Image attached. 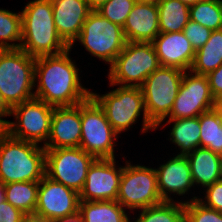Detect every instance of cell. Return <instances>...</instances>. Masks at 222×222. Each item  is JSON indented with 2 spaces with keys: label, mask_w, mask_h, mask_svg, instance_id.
I'll use <instances>...</instances> for the list:
<instances>
[{
  "label": "cell",
  "mask_w": 222,
  "mask_h": 222,
  "mask_svg": "<svg viewBox=\"0 0 222 222\" xmlns=\"http://www.w3.org/2000/svg\"><path fill=\"white\" fill-rule=\"evenodd\" d=\"M51 3L56 30L72 48L92 10L85 0H51Z\"/></svg>",
  "instance_id": "cell-17"
},
{
  "label": "cell",
  "mask_w": 222,
  "mask_h": 222,
  "mask_svg": "<svg viewBox=\"0 0 222 222\" xmlns=\"http://www.w3.org/2000/svg\"><path fill=\"white\" fill-rule=\"evenodd\" d=\"M77 40L93 56L110 65L127 43L123 27L112 23L97 10L89 13Z\"/></svg>",
  "instance_id": "cell-8"
},
{
  "label": "cell",
  "mask_w": 222,
  "mask_h": 222,
  "mask_svg": "<svg viewBox=\"0 0 222 222\" xmlns=\"http://www.w3.org/2000/svg\"><path fill=\"white\" fill-rule=\"evenodd\" d=\"M180 2H182L183 4L187 5L188 7H191L195 4H197L198 2L204 1V0H179Z\"/></svg>",
  "instance_id": "cell-43"
},
{
  "label": "cell",
  "mask_w": 222,
  "mask_h": 222,
  "mask_svg": "<svg viewBox=\"0 0 222 222\" xmlns=\"http://www.w3.org/2000/svg\"><path fill=\"white\" fill-rule=\"evenodd\" d=\"M184 72L176 67L160 66L141 86L147 117L156 128L170 115Z\"/></svg>",
  "instance_id": "cell-7"
},
{
  "label": "cell",
  "mask_w": 222,
  "mask_h": 222,
  "mask_svg": "<svg viewBox=\"0 0 222 222\" xmlns=\"http://www.w3.org/2000/svg\"><path fill=\"white\" fill-rule=\"evenodd\" d=\"M22 222H54V221H50L46 218L39 217L35 214H28L24 216Z\"/></svg>",
  "instance_id": "cell-38"
},
{
  "label": "cell",
  "mask_w": 222,
  "mask_h": 222,
  "mask_svg": "<svg viewBox=\"0 0 222 222\" xmlns=\"http://www.w3.org/2000/svg\"><path fill=\"white\" fill-rule=\"evenodd\" d=\"M95 159L80 147L45 149V175L79 193Z\"/></svg>",
  "instance_id": "cell-11"
},
{
  "label": "cell",
  "mask_w": 222,
  "mask_h": 222,
  "mask_svg": "<svg viewBox=\"0 0 222 222\" xmlns=\"http://www.w3.org/2000/svg\"><path fill=\"white\" fill-rule=\"evenodd\" d=\"M115 163V158L94 160L88 169L84 186L79 192L80 201L117 199L123 166L117 169Z\"/></svg>",
  "instance_id": "cell-15"
},
{
  "label": "cell",
  "mask_w": 222,
  "mask_h": 222,
  "mask_svg": "<svg viewBox=\"0 0 222 222\" xmlns=\"http://www.w3.org/2000/svg\"><path fill=\"white\" fill-rule=\"evenodd\" d=\"M39 181L5 184V200L24 214H34L37 204Z\"/></svg>",
  "instance_id": "cell-26"
},
{
  "label": "cell",
  "mask_w": 222,
  "mask_h": 222,
  "mask_svg": "<svg viewBox=\"0 0 222 222\" xmlns=\"http://www.w3.org/2000/svg\"><path fill=\"white\" fill-rule=\"evenodd\" d=\"M198 117L201 129L200 147L222 156V121L219 113L214 108Z\"/></svg>",
  "instance_id": "cell-27"
},
{
  "label": "cell",
  "mask_w": 222,
  "mask_h": 222,
  "mask_svg": "<svg viewBox=\"0 0 222 222\" xmlns=\"http://www.w3.org/2000/svg\"><path fill=\"white\" fill-rule=\"evenodd\" d=\"M182 32L189 39L191 46L196 52L210 38L212 30L189 19Z\"/></svg>",
  "instance_id": "cell-33"
},
{
  "label": "cell",
  "mask_w": 222,
  "mask_h": 222,
  "mask_svg": "<svg viewBox=\"0 0 222 222\" xmlns=\"http://www.w3.org/2000/svg\"><path fill=\"white\" fill-rule=\"evenodd\" d=\"M10 41V43H8ZM20 43H11V42ZM22 41L21 13L0 9V48L20 49Z\"/></svg>",
  "instance_id": "cell-30"
},
{
  "label": "cell",
  "mask_w": 222,
  "mask_h": 222,
  "mask_svg": "<svg viewBox=\"0 0 222 222\" xmlns=\"http://www.w3.org/2000/svg\"><path fill=\"white\" fill-rule=\"evenodd\" d=\"M214 108H215V109L217 110V112L219 113L220 118H221V121H222V104H221L219 101H217V103H216V105H215Z\"/></svg>",
  "instance_id": "cell-45"
},
{
  "label": "cell",
  "mask_w": 222,
  "mask_h": 222,
  "mask_svg": "<svg viewBox=\"0 0 222 222\" xmlns=\"http://www.w3.org/2000/svg\"><path fill=\"white\" fill-rule=\"evenodd\" d=\"M11 116V108L5 102L0 92V117Z\"/></svg>",
  "instance_id": "cell-37"
},
{
  "label": "cell",
  "mask_w": 222,
  "mask_h": 222,
  "mask_svg": "<svg viewBox=\"0 0 222 222\" xmlns=\"http://www.w3.org/2000/svg\"><path fill=\"white\" fill-rule=\"evenodd\" d=\"M194 185L206 188L220 178L222 156L205 147H198L186 155Z\"/></svg>",
  "instance_id": "cell-21"
},
{
  "label": "cell",
  "mask_w": 222,
  "mask_h": 222,
  "mask_svg": "<svg viewBox=\"0 0 222 222\" xmlns=\"http://www.w3.org/2000/svg\"><path fill=\"white\" fill-rule=\"evenodd\" d=\"M136 2L137 0H108L97 11L112 23L123 27Z\"/></svg>",
  "instance_id": "cell-32"
},
{
  "label": "cell",
  "mask_w": 222,
  "mask_h": 222,
  "mask_svg": "<svg viewBox=\"0 0 222 222\" xmlns=\"http://www.w3.org/2000/svg\"><path fill=\"white\" fill-rule=\"evenodd\" d=\"M128 42H152L160 33L158 6L137 1L123 26Z\"/></svg>",
  "instance_id": "cell-20"
},
{
  "label": "cell",
  "mask_w": 222,
  "mask_h": 222,
  "mask_svg": "<svg viewBox=\"0 0 222 222\" xmlns=\"http://www.w3.org/2000/svg\"><path fill=\"white\" fill-rule=\"evenodd\" d=\"M142 3L158 5L162 0H137Z\"/></svg>",
  "instance_id": "cell-44"
},
{
  "label": "cell",
  "mask_w": 222,
  "mask_h": 222,
  "mask_svg": "<svg viewBox=\"0 0 222 222\" xmlns=\"http://www.w3.org/2000/svg\"><path fill=\"white\" fill-rule=\"evenodd\" d=\"M157 6L160 32L183 31L190 19V7L179 0H162Z\"/></svg>",
  "instance_id": "cell-25"
},
{
  "label": "cell",
  "mask_w": 222,
  "mask_h": 222,
  "mask_svg": "<svg viewBox=\"0 0 222 222\" xmlns=\"http://www.w3.org/2000/svg\"><path fill=\"white\" fill-rule=\"evenodd\" d=\"M155 172L162 201H174L169 194L184 195L194 186L189 162L184 155L173 157L155 169Z\"/></svg>",
  "instance_id": "cell-19"
},
{
  "label": "cell",
  "mask_w": 222,
  "mask_h": 222,
  "mask_svg": "<svg viewBox=\"0 0 222 222\" xmlns=\"http://www.w3.org/2000/svg\"><path fill=\"white\" fill-rule=\"evenodd\" d=\"M152 44L161 66L176 67L184 71L190 70L195 50L182 31L160 32Z\"/></svg>",
  "instance_id": "cell-18"
},
{
  "label": "cell",
  "mask_w": 222,
  "mask_h": 222,
  "mask_svg": "<svg viewBox=\"0 0 222 222\" xmlns=\"http://www.w3.org/2000/svg\"><path fill=\"white\" fill-rule=\"evenodd\" d=\"M78 215L83 222H130L124 207L116 200L80 201Z\"/></svg>",
  "instance_id": "cell-22"
},
{
  "label": "cell",
  "mask_w": 222,
  "mask_h": 222,
  "mask_svg": "<svg viewBox=\"0 0 222 222\" xmlns=\"http://www.w3.org/2000/svg\"><path fill=\"white\" fill-rule=\"evenodd\" d=\"M70 51L71 48L58 55L36 58L35 98L54 107H63L81 104L91 97V92L80 83L79 69L71 60Z\"/></svg>",
  "instance_id": "cell-1"
},
{
  "label": "cell",
  "mask_w": 222,
  "mask_h": 222,
  "mask_svg": "<svg viewBox=\"0 0 222 222\" xmlns=\"http://www.w3.org/2000/svg\"><path fill=\"white\" fill-rule=\"evenodd\" d=\"M55 222H83V220L81 219V217L79 215L64 219V220H58Z\"/></svg>",
  "instance_id": "cell-41"
},
{
  "label": "cell",
  "mask_w": 222,
  "mask_h": 222,
  "mask_svg": "<svg viewBox=\"0 0 222 222\" xmlns=\"http://www.w3.org/2000/svg\"><path fill=\"white\" fill-rule=\"evenodd\" d=\"M87 2L88 7L92 11H96L99 7L105 4L108 0H85Z\"/></svg>",
  "instance_id": "cell-39"
},
{
  "label": "cell",
  "mask_w": 222,
  "mask_h": 222,
  "mask_svg": "<svg viewBox=\"0 0 222 222\" xmlns=\"http://www.w3.org/2000/svg\"><path fill=\"white\" fill-rule=\"evenodd\" d=\"M168 123L174 122L170 132L172 143L180 148V154L184 155L191 153L194 149L200 147V124L199 117L188 119H169Z\"/></svg>",
  "instance_id": "cell-24"
},
{
  "label": "cell",
  "mask_w": 222,
  "mask_h": 222,
  "mask_svg": "<svg viewBox=\"0 0 222 222\" xmlns=\"http://www.w3.org/2000/svg\"><path fill=\"white\" fill-rule=\"evenodd\" d=\"M211 93L216 101L222 98V64L206 75Z\"/></svg>",
  "instance_id": "cell-36"
},
{
  "label": "cell",
  "mask_w": 222,
  "mask_h": 222,
  "mask_svg": "<svg viewBox=\"0 0 222 222\" xmlns=\"http://www.w3.org/2000/svg\"><path fill=\"white\" fill-rule=\"evenodd\" d=\"M152 42H128L110 65V86L141 87L160 67ZM132 82V83H131Z\"/></svg>",
  "instance_id": "cell-6"
},
{
  "label": "cell",
  "mask_w": 222,
  "mask_h": 222,
  "mask_svg": "<svg viewBox=\"0 0 222 222\" xmlns=\"http://www.w3.org/2000/svg\"><path fill=\"white\" fill-rule=\"evenodd\" d=\"M222 64V29L212 31L207 42L195 52L189 71L207 75Z\"/></svg>",
  "instance_id": "cell-23"
},
{
  "label": "cell",
  "mask_w": 222,
  "mask_h": 222,
  "mask_svg": "<svg viewBox=\"0 0 222 222\" xmlns=\"http://www.w3.org/2000/svg\"><path fill=\"white\" fill-rule=\"evenodd\" d=\"M25 215L6 200L0 203V222H22Z\"/></svg>",
  "instance_id": "cell-35"
},
{
  "label": "cell",
  "mask_w": 222,
  "mask_h": 222,
  "mask_svg": "<svg viewBox=\"0 0 222 222\" xmlns=\"http://www.w3.org/2000/svg\"><path fill=\"white\" fill-rule=\"evenodd\" d=\"M79 193L46 175L39 181L35 215L50 221L78 215Z\"/></svg>",
  "instance_id": "cell-14"
},
{
  "label": "cell",
  "mask_w": 222,
  "mask_h": 222,
  "mask_svg": "<svg viewBox=\"0 0 222 222\" xmlns=\"http://www.w3.org/2000/svg\"><path fill=\"white\" fill-rule=\"evenodd\" d=\"M80 148L96 159H113L114 139L118 133L111 127L104 110L90 97L81 103Z\"/></svg>",
  "instance_id": "cell-9"
},
{
  "label": "cell",
  "mask_w": 222,
  "mask_h": 222,
  "mask_svg": "<svg viewBox=\"0 0 222 222\" xmlns=\"http://www.w3.org/2000/svg\"><path fill=\"white\" fill-rule=\"evenodd\" d=\"M91 97L104 110L111 127L119 134L128 130L143 112L142 132L157 129L148 119L141 87L120 86L104 95L91 91Z\"/></svg>",
  "instance_id": "cell-5"
},
{
  "label": "cell",
  "mask_w": 222,
  "mask_h": 222,
  "mask_svg": "<svg viewBox=\"0 0 222 222\" xmlns=\"http://www.w3.org/2000/svg\"><path fill=\"white\" fill-rule=\"evenodd\" d=\"M8 120H3L2 117H0V140L8 133Z\"/></svg>",
  "instance_id": "cell-40"
},
{
  "label": "cell",
  "mask_w": 222,
  "mask_h": 222,
  "mask_svg": "<svg viewBox=\"0 0 222 222\" xmlns=\"http://www.w3.org/2000/svg\"><path fill=\"white\" fill-rule=\"evenodd\" d=\"M20 49L30 56L58 55L70 47L59 36L53 20L51 0H33L21 12Z\"/></svg>",
  "instance_id": "cell-2"
},
{
  "label": "cell",
  "mask_w": 222,
  "mask_h": 222,
  "mask_svg": "<svg viewBox=\"0 0 222 222\" xmlns=\"http://www.w3.org/2000/svg\"><path fill=\"white\" fill-rule=\"evenodd\" d=\"M116 201L130 210H142L162 203L155 169L143 165H131L126 161Z\"/></svg>",
  "instance_id": "cell-10"
},
{
  "label": "cell",
  "mask_w": 222,
  "mask_h": 222,
  "mask_svg": "<svg viewBox=\"0 0 222 222\" xmlns=\"http://www.w3.org/2000/svg\"><path fill=\"white\" fill-rule=\"evenodd\" d=\"M185 222H222V212L208 208L197 197L184 201Z\"/></svg>",
  "instance_id": "cell-31"
},
{
  "label": "cell",
  "mask_w": 222,
  "mask_h": 222,
  "mask_svg": "<svg viewBox=\"0 0 222 222\" xmlns=\"http://www.w3.org/2000/svg\"><path fill=\"white\" fill-rule=\"evenodd\" d=\"M35 61L22 49L0 51V92L10 108L35 98Z\"/></svg>",
  "instance_id": "cell-4"
},
{
  "label": "cell",
  "mask_w": 222,
  "mask_h": 222,
  "mask_svg": "<svg viewBox=\"0 0 222 222\" xmlns=\"http://www.w3.org/2000/svg\"><path fill=\"white\" fill-rule=\"evenodd\" d=\"M135 222H185L184 202L163 201L142 209Z\"/></svg>",
  "instance_id": "cell-28"
},
{
  "label": "cell",
  "mask_w": 222,
  "mask_h": 222,
  "mask_svg": "<svg viewBox=\"0 0 222 222\" xmlns=\"http://www.w3.org/2000/svg\"><path fill=\"white\" fill-rule=\"evenodd\" d=\"M54 106L33 98L11 108L16 122L8 121V134L14 138L45 145L50 135Z\"/></svg>",
  "instance_id": "cell-12"
},
{
  "label": "cell",
  "mask_w": 222,
  "mask_h": 222,
  "mask_svg": "<svg viewBox=\"0 0 222 222\" xmlns=\"http://www.w3.org/2000/svg\"><path fill=\"white\" fill-rule=\"evenodd\" d=\"M219 181L222 182V158H221V165H220V178Z\"/></svg>",
  "instance_id": "cell-46"
},
{
  "label": "cell",
  "mask_w": 222,
  "mask_h": 222,
  "mask_svg": "<svg viewBox=\"0 0 222 222\" xmlns=\"http://www.w3.org/2000/svg\"><path fill=\"white\" fill-rule=\"evenodd\" d=\"M45 176V148L8 133L0 140V182H36Z\"/></svg>",
  "instance_id": "cell-3"
},
{
  "label": "cell",
  "mask_w": 222,
  "mask_h": 222,
  "mask_svg": "<svg viewBox=\"0 0 222 222\" xmlns=\"http://www.w3.org/2000/svg\"><path fill=\"white\" fill-rule=\"evenodd\" d=\"M5 201V184L0 182V203Z\"/></svg>",
  "instance_id": "cell-42"
},
{
  "label": "cell",
  "mask_w": 222,
  "mask_h": 222,
  "mask_svg": "<svg viewBox=\"0 0 222 222\" xmlns=\"http://www.w3.org/2000/svg\"><path fill=\"white\" fill-rule=\"evenodd\" d=\"M216 103L206 75L185 71L169 119L198 117L214 109Z\"/></svg>",
  "instance_id": "cell-13"
},
{
  "label": "cell",
  "mask_w": 222,
  "mask_h": 222,
  "mask_svg": "<svg viewBox=\"0 0 222 222\" xmlns=\"http://www.w3.org/2000/svg\"><path fill=\"white\" fill-rule=\"evenodd\" d=\"M190 20L215 31L222 29V0H204L190 7Z\"/></svg>",
  "instance_id": "cell-29"
},
{
  "label": "cell",
  "mask_w": 222,
  "mask_h": 222,
  "mask_svg": "<svg viewBox=\"0 0 222 222\" xmlns=\"http://www.w3.org/2000/svg\"><path fill=\"white\" fill-rule=\"evenodd\" d=\"M205 201L197 198L204 206L222 212V182H214L206 187Z\"/></svg>",
  "instance_id": "cell-34"
},
{
  "label": "cell",
  "mask_w": 222,
  "mask_h": 222,
  "mask_svg": "<svg viewBox=\"0 0 222 222\" xmlns=\"http://www.w3.org/2000/svg\"><path fill=\"white\" fill-rule=\"evenodd\" d=\"M81 104L54 107L51 117L50 135L45 149L80 147Z\"/></svg>",
  "instance_id": "cell-16"
}]
</instances>
